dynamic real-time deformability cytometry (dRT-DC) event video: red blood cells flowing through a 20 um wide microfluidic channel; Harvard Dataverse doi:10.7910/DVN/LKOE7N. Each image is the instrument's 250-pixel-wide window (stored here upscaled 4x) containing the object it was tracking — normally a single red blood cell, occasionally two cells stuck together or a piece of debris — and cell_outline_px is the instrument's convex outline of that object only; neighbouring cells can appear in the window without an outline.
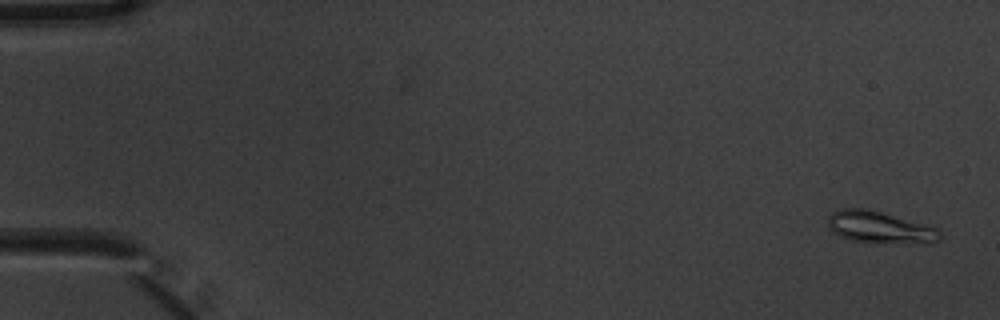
{"species": "common noctule bat (a hibernating species)", "species_latin": "Nyctalus noctula", "temperature_condition": "warm", "stored_images_in_passage": 5, "camera_frame_rate_fps": 3000, "um_per_image_px": 0.085, "animal": {"sex": "male", "body_mass_g": 20.1, "forearm_length_mm": 53.5}, "frame": {"image": 1, "passage_image": 1, "time_ms": 0.0, "image_size_px": [1000, 320], "cell_outline_px": [[940, 240], [924, 244], [852, 240], [840, 236], [828, 228], [828, 216], [832, 212], [840, 208], [864, 208], [880, 212], [936, 228], [940, 232]], "centroid_in_image_um": [74.74, 19.32], "position_along_channel_um": 10.3, "area_um2": 20.29}}
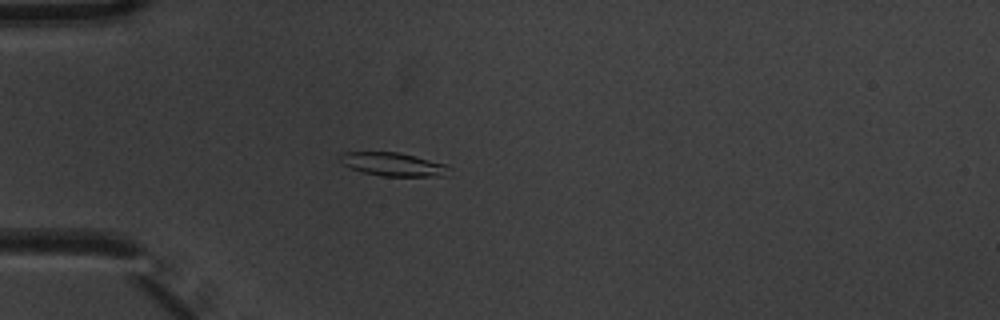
{"frame": {"image": 2, "passage_image": 5, "time_ms": 1.333, "image_size_px": [1000, 320], "cell_outline_px": [[452, 176], [380, 176], [364, 172], [352, 168], [344, 164], [340, 160], [340, 152], [400, 152], [444, 164], [452, 168]], "centroid_in_image_um": [33.49, 13.98], "position_along_channel_um": 51.5, "area_um2": 14.97}}